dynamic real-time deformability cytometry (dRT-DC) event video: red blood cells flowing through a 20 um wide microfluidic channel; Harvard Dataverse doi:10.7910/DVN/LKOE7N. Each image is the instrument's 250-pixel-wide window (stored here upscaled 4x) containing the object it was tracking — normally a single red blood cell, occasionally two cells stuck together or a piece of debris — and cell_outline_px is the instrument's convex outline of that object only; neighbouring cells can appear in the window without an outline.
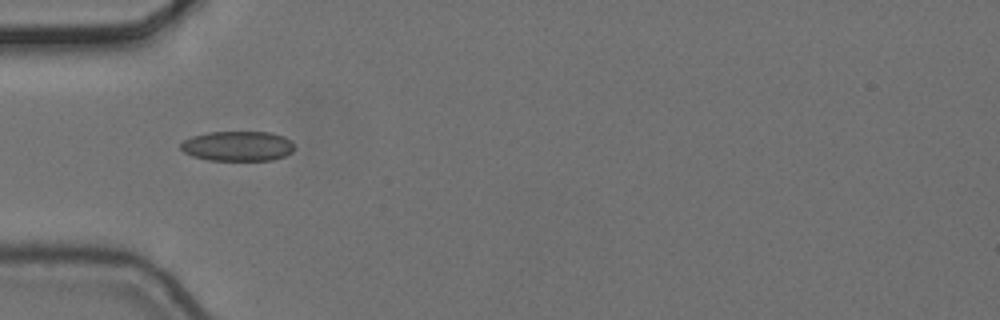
{"species": "common noctule bat (a hibernating species)", "species_latin": "Nyctalus noctula", "temperature_condition": "cold", "stored_images_in_passage": 5, "camera_frame_rate_fps": 3000, "um_per_image_px": 0.085, "animal": {"sex": "female", "body_mass_g": 24.6, "forearm_length_mm": 56.2}, "frame": {"image": 1, "passage_image": 4, "time_ms": 1.0, "image_size_px": [1000, 320], "cell_outline_px": [[292, 152], [284, 156], [272, 160], [208, 160], [192, 156], [184, 152], [180, 148], [180, 144], [184, 140], [192, 136], [208, 132], [272, 132], [284, 136], [292, 140]], "centroid_in_image_um": [20.19, 12.41], "position_along_channel_um": 64.8, "area_um2": 19.88}}
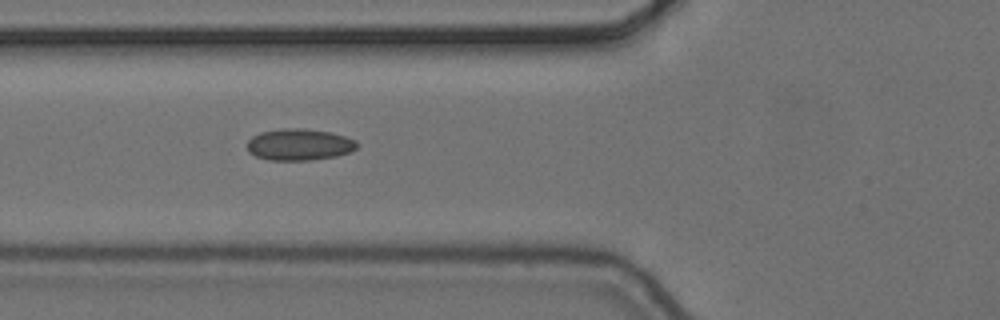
{"frame": {"image": 2, "passage_image": 5, "time_ms": 1.333, "image_size_px": [1000, 320], "cell_outline_px": [[360, 144], [356, 148], [348, 152], [336, 156], [308, 160], [268, 160], [256, 156], [248, 152], [248, 140], [252, 136], [260, 132], [284, 128], [304, 128], [332, 132], [356, 140]], "centroid_in_image_um": [25.44, 12.28], "position_along_channel_um": 100.4, "area_um2": 20.29}}